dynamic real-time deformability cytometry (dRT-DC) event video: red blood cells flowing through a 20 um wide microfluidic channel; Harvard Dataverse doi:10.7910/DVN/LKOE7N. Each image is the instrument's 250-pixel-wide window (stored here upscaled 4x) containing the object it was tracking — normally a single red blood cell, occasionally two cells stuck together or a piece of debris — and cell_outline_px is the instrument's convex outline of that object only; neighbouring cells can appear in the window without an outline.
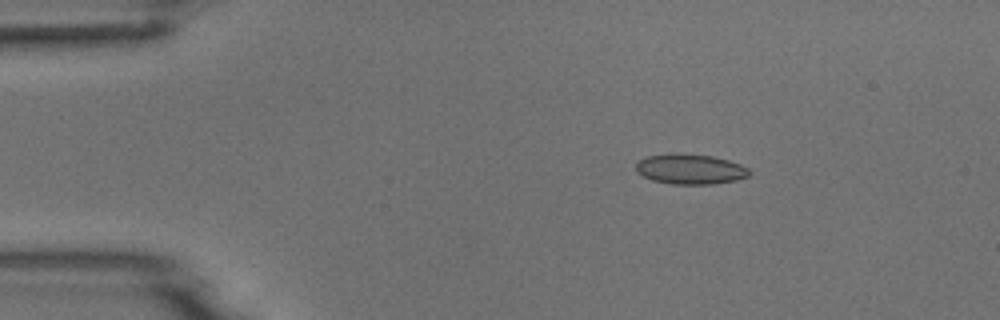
{"species": "common noctule bat (a hibernating species)", "species_latin": "Nyctalus noctula", "temperature_condition": "room temperature", "stored_images_in_passage": 53, "camera_frame_rate_fps": 3000, "um_per_image_px": 0.085, "animal": {"sex": "male", "body_mass_g": 18.8}, "frame": {"image": 1, "passage_image": 9, "time_ms": 2.667, "image_size_px": [1000, 320], "cell_outline_px": [[752, 172], [748, 176], [736, 180], [712, 184], [672, 184], [652, 180], [636, 172], [636, 164], [640, 160], [648, 156], [712, 156], [728, 160], [740, 164], [748, 168]], "centroid_in_image_um": [58.72, 14.43], "position_along_channel_um": 26.3, "area_um2": 19.07}}
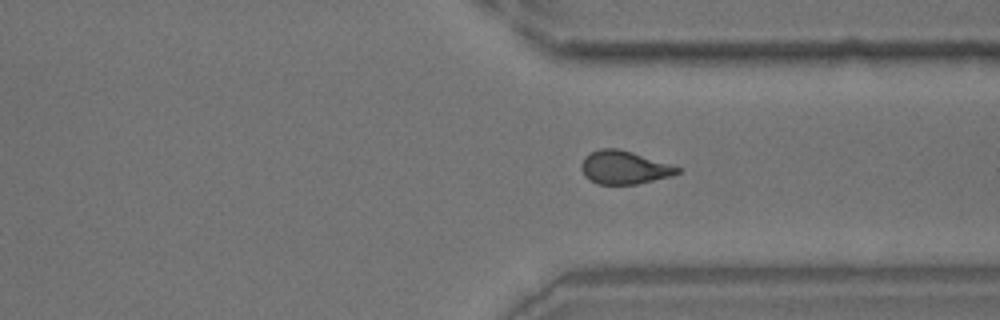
{"frame": {"image": 2, "passage_image": 40, "time_ms": 13.0, "image_size_px": [1000, 320], "cell_outline_px": [[680, 172], [672, 176], [636, 184], [596, 184], [588, 180], [584, 176], [580, 168], [580, 164], [584, 156], [600, 148], [616, 148], [632, 152], [680, 168]], "centroid_in_image_um": [52.99, 14.24], "position_along_channel_um": 358.4, "area_um2": 18.55}}
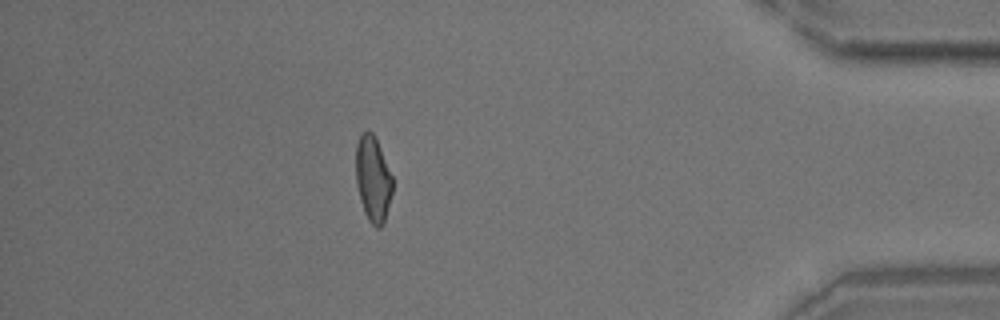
{"frame": {"image": 3, "passage_image": 47, "time_ms": 15.333, "image_size_px": [1000, 320], "cell_outline_px": [[392, 192], [384, 224], [380, 228], [376, 228], [368, 220], [364, 212], [360, 200], [356, 184], [356, 144], [360, 132], [372, 132], [376, 136], [392, 176]], "centroid_in_image_um": [31.69, 15.2], "position_along_channel_um": 403.5, "area_um2": 18.5}}